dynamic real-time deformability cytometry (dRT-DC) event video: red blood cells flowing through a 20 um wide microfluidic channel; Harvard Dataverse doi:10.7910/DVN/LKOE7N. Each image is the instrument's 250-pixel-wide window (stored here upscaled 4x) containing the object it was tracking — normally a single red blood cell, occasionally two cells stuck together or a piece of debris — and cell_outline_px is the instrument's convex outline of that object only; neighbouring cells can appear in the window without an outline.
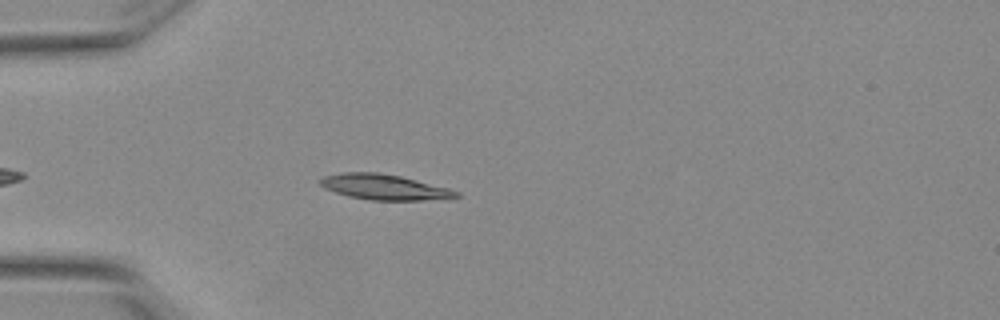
{"species": "Egyptian fruit bat (a non-hibernating species)", "species_latin": "Rousettus aegyptiacus", "temperature_condition": "warm", "stored_images_in_passage": 39, "camera_frame_rate_fps": 3000, "um_per_image_px": 0.085, "animal": {"sex": "female"}, "frame": {"image": 1, "passage_image": 4, "time_ms": 1.0, "image_size_px": [1000, 320], "cell_outline_px": [[460, 196], [420, 200], [368, 200], [348, 196], [324, 188], [320, 184], [320, 180], [324, 176], [340, 172], [380, 172], [400, 176], [448, 188], [460, 192]], "centroid_in_image_um": [32.61, 15.89], "position_along_channel_um": 52.4, "area_um2": 19.94}}
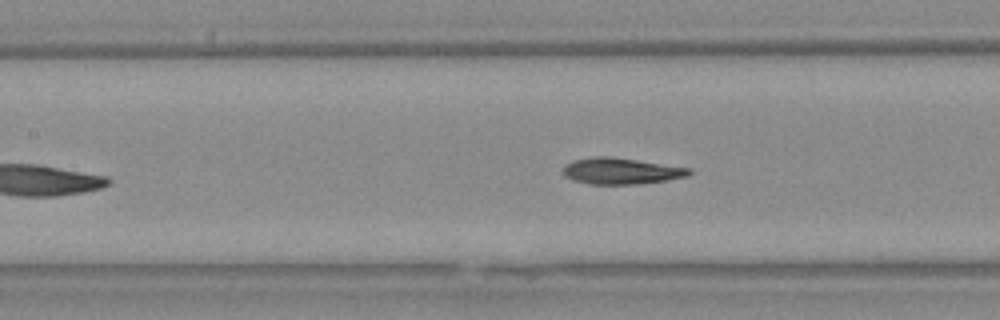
{"frame": {"image": 2, "passage_image": 13, "time_ms": 4.0, "image_size_px": [1000, 320], "cell_outline_px": [[692, 172], [688, 176], [664, 180], [636, 184], [588, 184], [572, 180], [564, 176], [560, 172], [564, 164], [572, 160], [592, 156], [612, 156], [692, 168]], "centroid_in_image_um": [52.72, 14.52], "position_along_channel_um": 154.7, "area_um2": 19.65}}
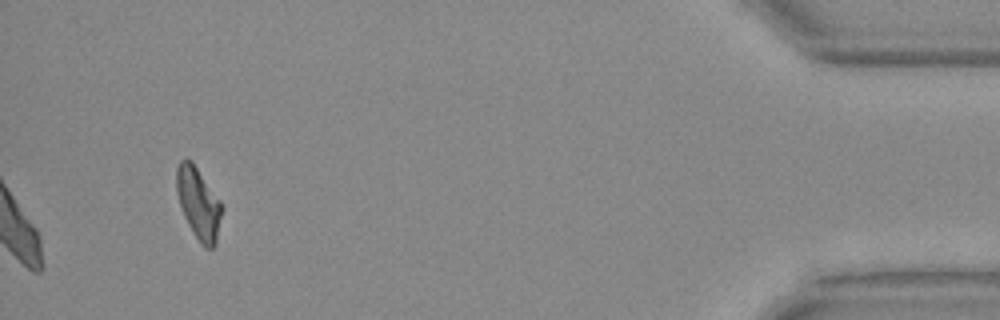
{"frame": {"image": 3, "passage_image": 39, "time_ms": 12.667, "image_size_px": [1000, 320], "cell_outline_px": [[224, 208], [216, 244], [212, 248], [204, 248], [200, 244], [192, 232], [184, 216], [176, 192], [176, 168], [180, 160], [192, 160], [220, 200]], "centroid_in_image_um": [16.89, 17.31], "position_along_channel_um": 418.3, "area_um2": 19.19}, "authors_computed_cell_mechanics": {"area_um2": 19.4208, "velocity_mm_per_s": 3.8469, "shape_relaxation_time_tau1_ms": 6.1949, "shape_relaxation_time_tau2_ms": 7.9796, "deformation_change_tau1": 0.2047, "deformation_change_tau2": 0.1228}}